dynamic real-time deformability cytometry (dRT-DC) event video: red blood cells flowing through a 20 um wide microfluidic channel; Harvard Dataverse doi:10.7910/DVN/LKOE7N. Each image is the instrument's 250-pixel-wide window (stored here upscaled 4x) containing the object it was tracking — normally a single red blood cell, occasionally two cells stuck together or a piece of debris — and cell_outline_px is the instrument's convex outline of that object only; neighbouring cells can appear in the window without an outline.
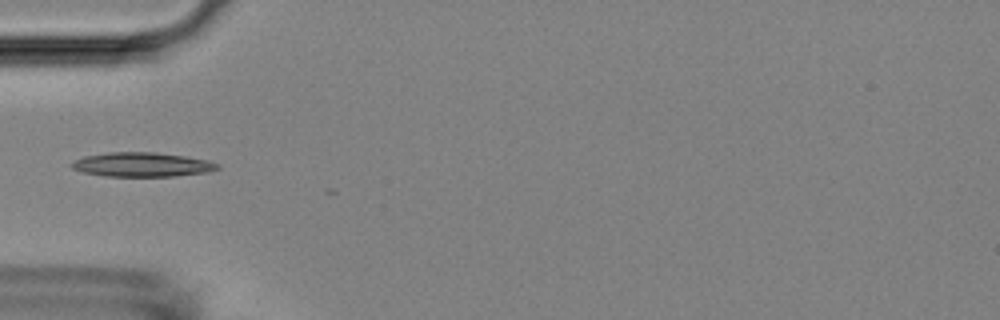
{"species": "Egyptian fruit bat (a non-hibernating species)", "species_latin": "Rousettus aegyptiacus", "temperature_condition": "room temperature", "stored_images_in_passage": 2, "camera_frame_rate_fps": 3000, "um_per_image_px": 0.085, "animal": {"sex": "female"}, "frame": {"image": 1, "passage_image": 1, "time_ms": 0.0, "image_size_px": [1000, 320], "cell_outline_px": [[220, 168], [208, 172], [176, 176], [104, 176], [84, 172], [72, 168], [72, 160], [84, 156], [108, 152], [156, 152], [184, 156], [208, 160], [220, 164]], "centroid_in_image_um": [12.09, 13.98], "position_along_channel_um": 72.9, "area_um2": 20.69}}